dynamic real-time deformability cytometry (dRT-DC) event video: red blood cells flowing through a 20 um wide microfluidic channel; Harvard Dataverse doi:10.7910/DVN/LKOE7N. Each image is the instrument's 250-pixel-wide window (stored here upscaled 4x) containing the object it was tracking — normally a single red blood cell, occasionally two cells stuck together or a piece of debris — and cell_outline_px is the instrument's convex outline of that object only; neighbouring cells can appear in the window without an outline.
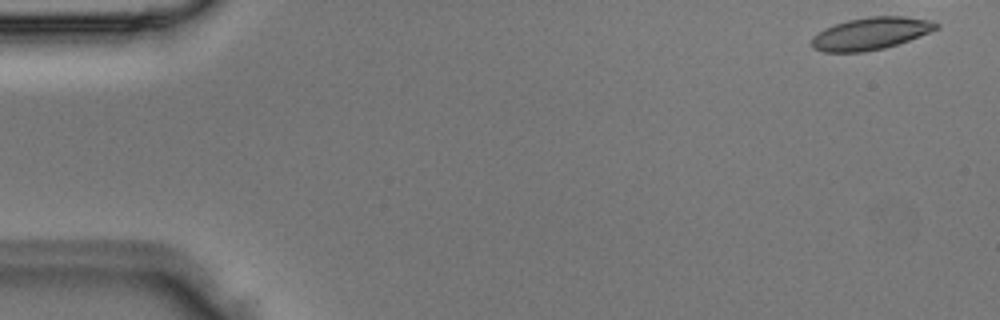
{"species": "Egyptian fruit bat (a non-hibernating species)", "species_latin": "Rousettus aegyptiacus", "temperature_condition": "room temperature", "stored_images_in_passage": 4, "camera_frame_rate_fps": 3000, "um_per_image_px": 0.085, "animal": {"sex": "male"}, "frame": {"image": 1, "passage_image": 1, "time_ms": 0.0, "image_size_px": [1000, 320], "cell_outline_px": [[940, 28], [908, 40], [884, 48], [864, 52], [824, 52], [812, 48], [812, 40], [824, 28], [848, 20], [872, 16], [904, 16], [928, 20], [940, 24]], "centroid_in_image_um": [74.03, 2.85], "position_along_channel_um": 11.0, "area_um2": 23.12}}